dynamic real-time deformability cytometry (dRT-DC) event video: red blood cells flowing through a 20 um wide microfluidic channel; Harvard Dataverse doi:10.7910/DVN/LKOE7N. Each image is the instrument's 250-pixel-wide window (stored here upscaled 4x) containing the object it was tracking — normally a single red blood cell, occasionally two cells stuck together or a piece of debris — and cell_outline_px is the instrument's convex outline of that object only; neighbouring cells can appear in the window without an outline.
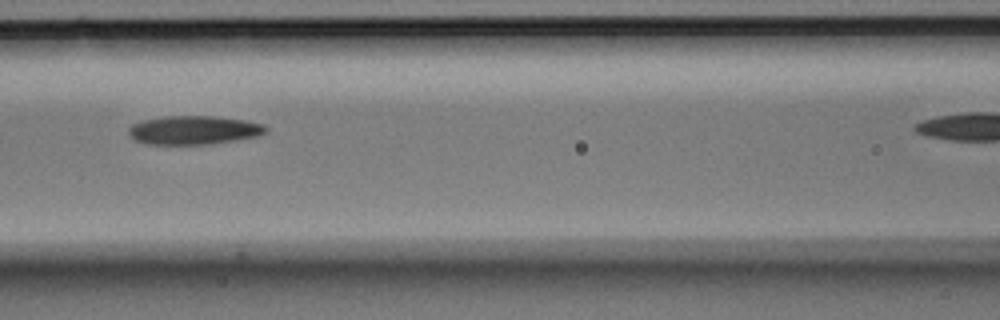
{"species": "Egyptian fruit bat (a non-hibernating species)", "species_latin": "Rousettus aegyptiacus", "temperature_condition": "room temperature", "stored_images_in_passage": 6, "camera_frame_rate_fps": 3000, "um_per_image_px": 0.085, "animal": {"sex": "male"}, "frame": {"image": 1, "passage_image": 3, "time_ms": 0.667, "image_size_px": [1000, 320], "cell_outline_px": [[268, 132], [260, 136], [212, 144], [144, 144], [136, 140], [128, 132], [128, 128], [132, 124], [140, 120], [164, 116], [216, 116], [248, 120], [264, 124], [268, 128]], "centroid_in_image_um": [16.52, 11.05], "position_along_channel_um": 150.1, "area_um2": 23.35}}
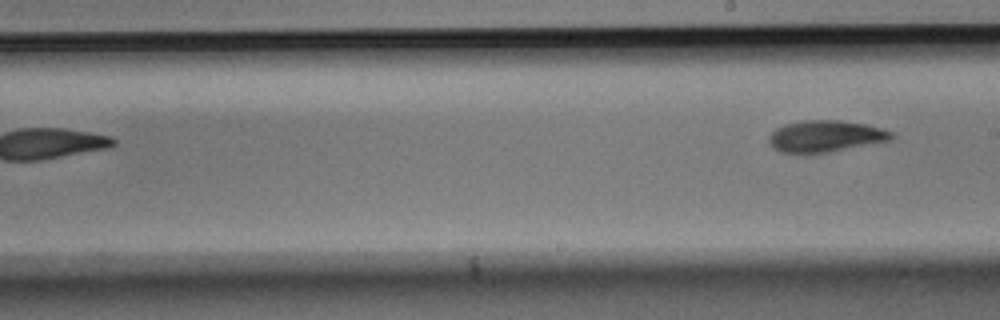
{"frame": {"image": 2, "passage_image": 6, "time_ms": 1.667, "image_size_px": [1000, 320], "cell_outline_px": [[896, 136], [888, 140], [828, 152], [780, 152], [772, 148], [768, 140], [768, 136], [776, 128], [784, 124], [800, 120], [840, 120], [868, 124], [892, 132]], "centroid_in_image_um": [70.12, 11.55], "position_along_channel_um": 218.9, "area_um2": 22.37}}